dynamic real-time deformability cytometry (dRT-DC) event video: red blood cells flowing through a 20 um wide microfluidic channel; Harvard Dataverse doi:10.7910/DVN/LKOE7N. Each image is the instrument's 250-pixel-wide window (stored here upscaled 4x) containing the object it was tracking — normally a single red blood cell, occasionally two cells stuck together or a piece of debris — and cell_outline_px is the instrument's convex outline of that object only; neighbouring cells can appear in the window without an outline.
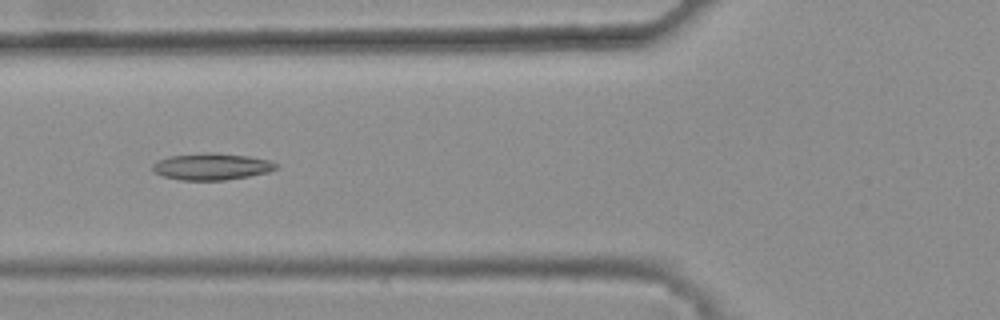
{"species": "common noctule bat (a hibernating species)", "species_latin": "Nyctalus noctula", "temperature_condition": "warm", "stored_images_in_passage": 46, "camera_frame_rate_fps": 3000, "um_per_image_px": 0.085, "animal": {"sex": "female", "body_mass_g": 25.1}, "frame": {"image": 1, "passage_image": 20, "time_ms": 6.333, "image_size_px": [1000, 320], "cell_outline_px": [[280, 168], [268, 172], [248, 176], [224, 180], [180, 180], [164, 176], [152, 172], [152, 164], [168, 156], [208, 152], [216, 152], [248, 156], [268, 160], [276, 164]], "centroid_in_image_um": [17.98, 14.15], "position_along_channel_um": 107.8, "area_um2": 19.25}}
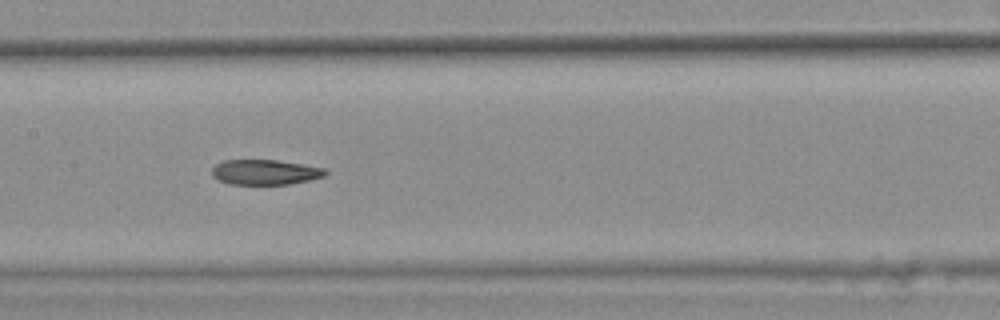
{"frame": {"image": 2, "passage_image": 26, "time_ms": 8.333, "image_size_px": [1000, 320], "cell_outline_px": [[328, 172], [324, 176], [308, 180], [288, 184], [228, 184], [212, 176], [212, 168], [216, 164], [224, 160], [276, 160], [324, 168]], "centroid_in_image_um": [22.5, 14.63], "position_along_channel_um": 184.9, "area_um2": 16.42}}
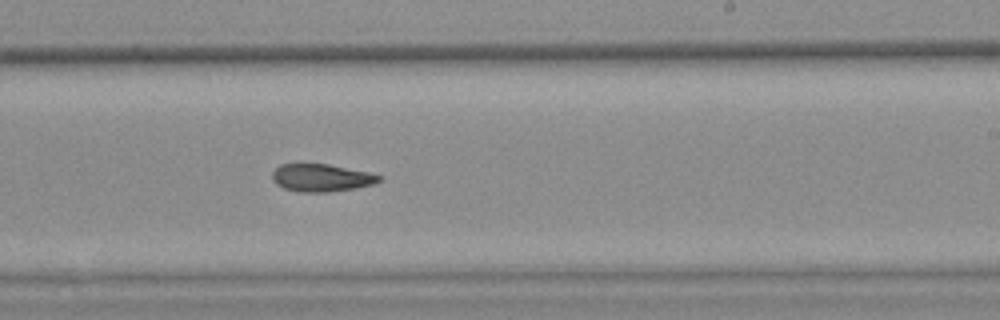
{"frame": {"image": 3, "passage_image": 32, "time_ms": 10.333, "image_size_px": [1000, 320], "cell_outline_px": [[380, 180], [372, 184], [356, 188], [328, 192], [300, 192], [284, 188], [276, 184], [272, 180], [272, 172], [280, 164], [328, 164], [368, 172], [380, 176]], "centroid_in_image_um": [27.27, 15.11], "position_along_channel_um": 261.7, "area_um2": 17.05}, "authors_computed_cell_mechanics": {"area_um2": 18.0047, "velocity_mm_per_s": 3.8525, "shape_relaxation_time_tau1_ms": null, "shape_relaxation_time_tau2_ms": 4.6351, "deformation_change_tau1": null, "deformation_change_tau2": 0.1123}}